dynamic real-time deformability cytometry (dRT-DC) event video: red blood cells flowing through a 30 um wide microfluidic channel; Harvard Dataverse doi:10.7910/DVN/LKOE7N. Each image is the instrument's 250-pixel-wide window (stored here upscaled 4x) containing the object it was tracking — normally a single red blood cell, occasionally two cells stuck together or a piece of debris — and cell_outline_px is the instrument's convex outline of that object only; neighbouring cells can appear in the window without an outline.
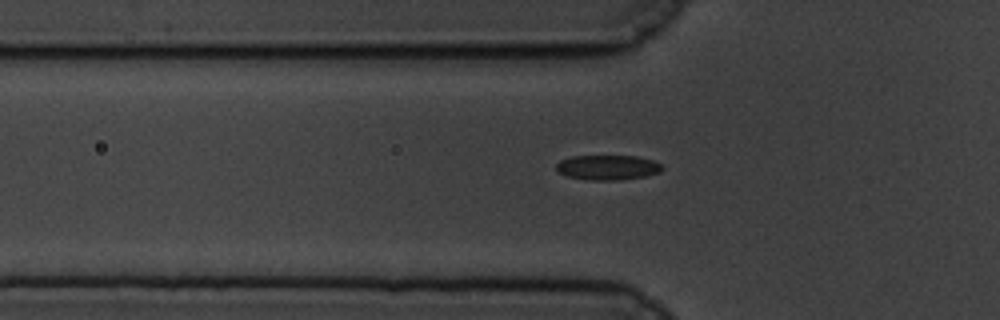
{"species": "common noctule bat (a hibernating species)", "species_latin": "Nyctalus noctula", "temperature_condition": "cold", "stored_images_in_passage": 46, "camera_frame_rate_fps": 3000, "um_per_image_px": 0.085, "animal": {"sex": "male", "body_mass_g": 19.5, "forearm_length_mm": 54.6}, "frame": {"image": 1, "passage_image": 12, "time_ms": 3.667, "image_size_px": [1000, 320], "cell_outline_px": [[664, 168], [660, 172], [644, 176], [620, 180], [588, 180], [568, 176], [560, 172], [556, 168], [556, 164], [560, 160], [572, 156], [636, 156], [652, 160], [660, 164]], "centroid_in_image_um": [51.65, 14.23], "position_along_channel_um": 74.1, "area_um2": 15.26}}
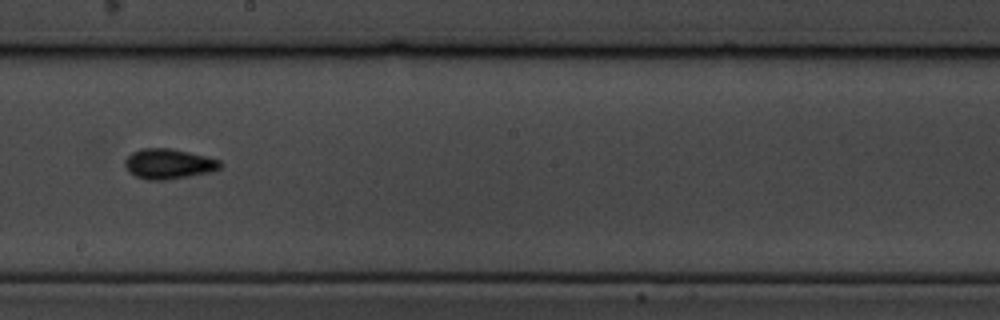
{"frame": {"image": 2, "passage_image": 26, "time_ms": 8.333, "image_size_px": [1000, 320], "cell_outline_px": [[220, 168], [212, 172], [164, 180], [148, 180], [136, 176], [128, 172], [124, 164], [124, 160], [132, 152], [144, 148], [168, 148], [188, 152], [220, 160]], "centroid_in_image_um": [14.3, 13.93], "position_along_channel_um": 233.9, "area_um2": 16.59}}
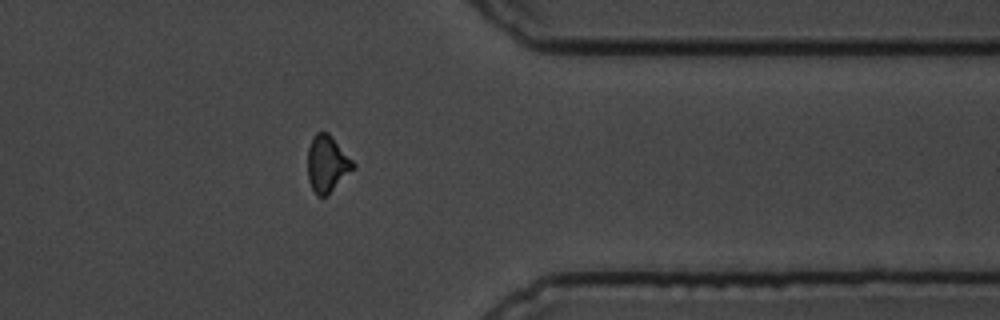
{"frame": {"image": 3, "passage_image": 40, "time_ms": 13.0, "image_size_px": [1000, 320], "cell_outline_px": [[356, 168], [324, 196], [316, 196], [308, 180], [308, 148], [312, 136], [316, 132], [328, 132], [356, 164]], "centroid_in_image_um": [27.8, 13.9], "position_along_channel_um": 383.6, "area_um2": 14.91}, "authors_computed_cell_mechanics": {"area_um2": 15.317, "velocity_mm_per_s": 3.4172, "shape_relaxation_time_tau1_ms": 2.479, "shape_relaxation_time_tau2_ms": 4.4487, "deformation_change_tau1": 0.09, "deformation_change_tau2": 0.0984}}